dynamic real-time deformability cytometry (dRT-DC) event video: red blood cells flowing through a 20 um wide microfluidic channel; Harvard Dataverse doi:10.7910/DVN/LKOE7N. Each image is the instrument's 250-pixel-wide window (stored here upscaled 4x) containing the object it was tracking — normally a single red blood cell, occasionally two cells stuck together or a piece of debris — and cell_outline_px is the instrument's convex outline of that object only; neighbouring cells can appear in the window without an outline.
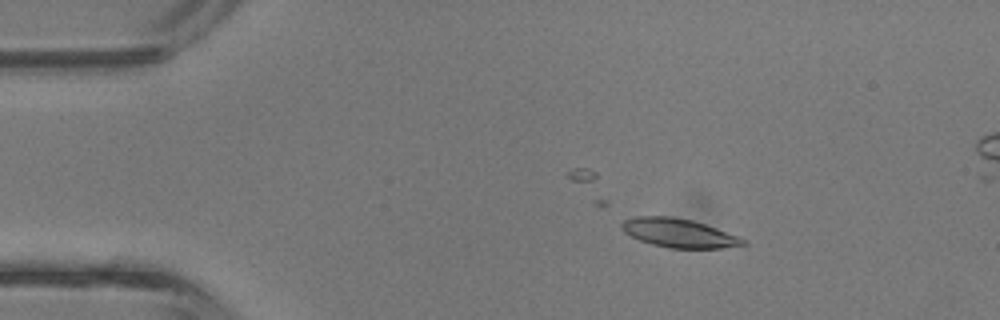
{"species": "common noctule bat (a hibernating species)", "species_latin": "Nyctalus noctula", "temperature_condition": "room temperature", "stored_images_in_passage": 15, "camera_frame_rate_fps": 3000, "um_per_image_px": 0.085, "animal": {"sex": "male", "body_mass_g": 13.3}, "frame": {"image": 1, "passage_image": 6, "time_ms": 1.667, "image_size_px": [1000, 320], "cell_outline_px": [[748, 244], [720, 248], [668, 248], [652, 244], [640, 240], [624, 232], [620, 228], [620, 224], [624, 220], [636, 216], [672, 216], [692, 220], [716, 228], [748, 240]], "centroid_in_image_um": [57.69, 19.8], "position_along_channel_um": 27.3, "area_um2": 20.35}}
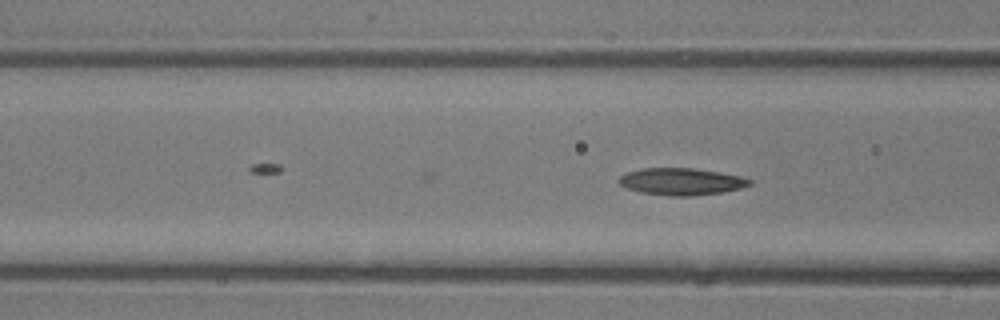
{"frame": {"image": 2, "passage_image": 15, "time_ms": 4.667, "image_size_px": [1000, 320], "cell_outline_px": [[752, 184], [740, 188], [720, 192], [692, 196], [672, 196], [640, 192], [628, 188], [620, 184], [616, 180], [620, 176], [628, 172], [640, 168], [692, 168], [720, 172], [740, 176], [752, 180]], "centroid_in_image_um": [57.89, 15.42], "position_along_channel_um": 108.7, "area_um2": 20.46}}